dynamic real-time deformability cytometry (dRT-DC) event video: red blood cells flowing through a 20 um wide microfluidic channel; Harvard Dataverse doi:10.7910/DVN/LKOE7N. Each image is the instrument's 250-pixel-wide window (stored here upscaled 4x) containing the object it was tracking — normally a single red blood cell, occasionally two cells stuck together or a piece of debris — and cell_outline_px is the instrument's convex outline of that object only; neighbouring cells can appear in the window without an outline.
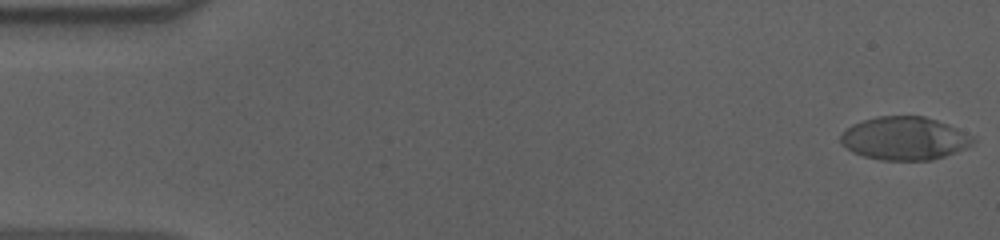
{"species": "human", "species_latin": "Homo sapiens", "temperature_condition": "cold", "stored_images_in_passage": 56, "camera_frame_rate_fps": 3000, "um_per_image_px": 0.085, "donor": {"sex": "male"}, "frame": {"image": 1, "passage_image": 1, "time_ms": 0.0, "image_size_px": [1000, 240], "cell_outline_px": [[976, 140], [972, 144], [956, 152], [932, 160], [880, 160], [864, 156], [852, 152], [840, 144], [840, 136], [852, 124], [876, 116], [924, 116], [948, 124], [972, 136]], "centroid_in_image_um": [76.86, 11.77], "position_along_channel_um": 8.1, "area_um2": 33.18}}
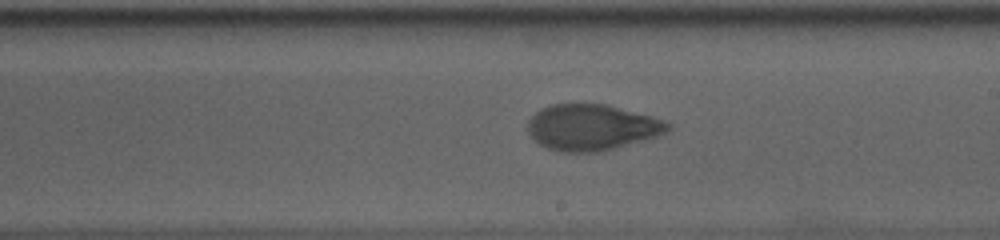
{"frame": {"image": 2, "passage_image": 32, "time_ms": 10.333, "image_size_px": [1000, 240], "cell_outline_px": [[672, 128], [656, 136], [600, 152], [560, 152], [548, 148], [540, 144], [528, 132], [528, 120], [540, 108], [552, 104], [604, 104], [652, 116], [664, 120], [672, 124]], "centroid_in_image_um": [50.29, 10.82], "position_along_channel_um": 238.7, "area_um2": 37.28}}
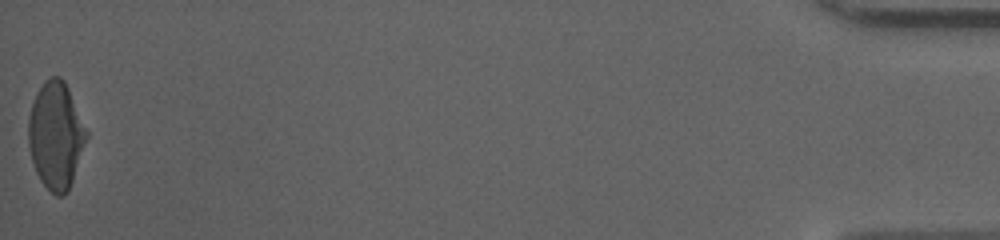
{"frame": {"image": 3, "passage_image": 56, "time_ms": 18.333, "image_size_px": [1000, 240], "cell_outline_px": [[88, 136], [68, 192], [64, 196], [56, 196], [40, 180], [36, 172], [32, 160], [28, 144], [28, 116], [32, 104], [44, 80], [52, 76], [60, 76], [64, 80], [68, 88], [88, 132]], "centroid_in_image_um": [4.74, 11.51], "position_along_channel_um": 430.5, "area_um2": 36.01}, "authors_computed_cell_mechanics": {"area_um2": 36.6452, "velocity_mm_per_s": 3.6341, "shape_relaxation_time_tau1_ms": 5.6534, "shape_relaxation_time_tau2_ms": 1.366, "deformation_change_tau1": 0.1843, "deformation_change_tau2": 0.0652}}